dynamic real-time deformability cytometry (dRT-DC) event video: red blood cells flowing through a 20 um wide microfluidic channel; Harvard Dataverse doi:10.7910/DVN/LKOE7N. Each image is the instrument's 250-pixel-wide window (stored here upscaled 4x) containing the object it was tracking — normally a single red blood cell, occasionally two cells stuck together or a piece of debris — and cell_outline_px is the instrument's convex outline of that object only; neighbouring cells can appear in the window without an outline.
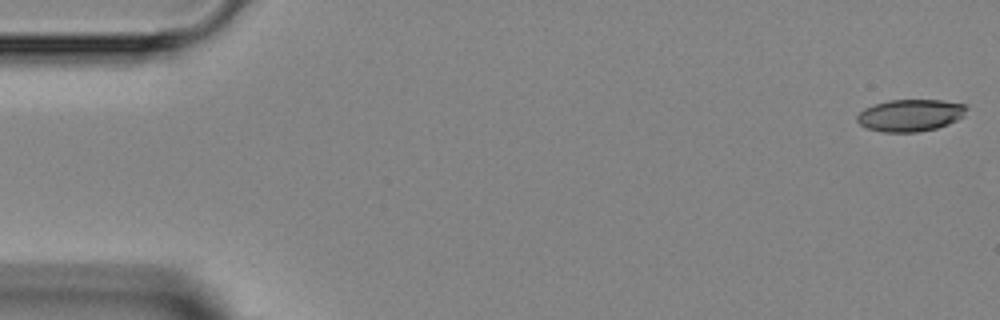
{"species": "Egyptian fruit bat (a non-hibernating species)", "species_latin": "Rousettus aegyptiacus", "temperature_condition": "room temperature", "stored_images_in_passage": 4, "camera_frame_rate_fps": 3000, "um_per_image_px": 0.085, "animal": {"sex": "female"}, "frame": {"image": 1, "passage_image": 1, "time_ms": 0.0, "image_size_px": [1000, 320], "cell_outline_px": [[968, 108], [964, 116], [948, 124], [936, 128], [916, 132], [880, 132], [864, 128], [856, 120], [856, 116], [864, 108], [888, 100], [944, 100], [968, 104]], "centroid_in_image_um": [77.39, 9.8], "position_along_channel_um": 7.6, "area_um2": 20.69}}